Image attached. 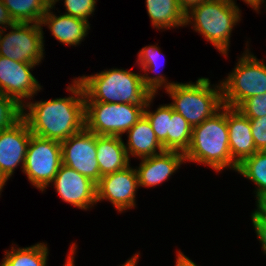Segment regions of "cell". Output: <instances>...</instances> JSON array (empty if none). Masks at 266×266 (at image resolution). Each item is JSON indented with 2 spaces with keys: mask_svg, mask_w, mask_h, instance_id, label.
<instances>
[{
  "mask_svg": "<svg viewBox=\"0 0 266 266\" xmlns=\"http://www.w3.org/2000/svg\"><path fill=\"white\" fill-rule=\"evenodd\" d=\"M126 133L128 134V143L125 148L128 158L132 155L142 159L165 151L144 114Z\"/></svg>",
  "mask_w": 266,
  "mask_h": 266,
  "instance_id": "ac0fdd59",
  "label": "cell"
},
{
  "mask_svg": "<svg viewBox=\"0 0 266 266\" xmlns=\"http://www.w3.org/2000/svg\"><path fill=\"white\" fill-rule=\"evenodd\" d=\"M140 253H137L134 255V257L130 258V266H137L136 264L138 263V257Z\"/></svg>",
  "mask_w": 266,
  "mask_h": 266,
  "instance_id": "8d00e7d4",
  "label": "cell"
},
{
  "mask_svg": "<svg viewBox=\"0 0 266 266\" xmlns=\"http://www.w3.org/2000/svg\"><path fill=\"white\" fill-rule=\"evenodd\" d=\"M144 108L137 104L85 102V128L97 135L122 137L142 117Z\"/></svg>",
  "mask_w": 266,
  "mask_h": 266,
  "instance_id": "52a82bcc",
  "label": "cell"
},
{
  "mask_svg": "<svg viewBox=\"0 0 266 266\" xmlns=\"http://www.w3.org/2000/svg\"><path fill=\"white\" fill-rule=\"evenodd\" d=\"M96 149L101 176L120 171L130 165L122 137L97 135Z\"/></svg>",
  "mask_w": 266,
  "mask_h": 266,
  "instance_id": "d6986e66",
  "label": "cell"
},
{
  "mask_svg": "<svg viewBox=\"0 0 266 266\" xmlns=\"http://www.w3.org/2000/svg\"><path fill=\"white\" fill-rule=\"evenodd\" d=\"M236 171L256 184V206H258L266 199V151H257L244 159L237 166Z\"/></svg>",
  "mask_w": 266,
  "mask_h": 266,
  "instance_id": "44dd1931",
  "label": "cell"
},
{
  "mask_svg": "<svg viewBox=\"0 0 266 266\" xmlns=\"http://www.w3.org/2000/svg\"><path fill=\"white\" fill-rule=\"evenodd\" d=\"M9 33L0 30V56L14 61L39 64L44 56L43 27L39 23L15 22Z\"/></svg>",
  "mask_w": 266,
  "mask_h": 266,
  "instance_id": "9c48e42d",
  "label": "cell"
},
{
  "mask_svg": "<svg viewBox=\"0 0 266 266\" xmlns=\"http://www.w3.org/2000/svg\"><path fill=\"white\" fill-rule=\"evenodd\" d=\"M0 266H7V265H6L5 262L2 260Z\"/></svg>",
  "mask_w": 266,
  "mask_h": 266,
  "instance_id": "b9f144b4",
  "label": "cell"
},
{
  "mask_svg": "<svg viewBox=\"0 0 266 266\" xmlns=\"http://www.w3.org/2000/svg\"><path fill=\"white\" fill-rule=\"evenodd\" d=\"M249 120L257 151H266V116Z\"/></svg>",
  "mask_w": 266,
  "mask_h": 266,
  "instance_id": "f546056e",
  "label": "cell"
},
{
  "mask_svg": "<svg viewBox=\"0 0 266 266\" xmlns=\"http://www.w3.org/2000/svg\"><path fill=\"white\" fill-rule=\"evenodd\" d=\"M236 109L249 119H257L266 116V93L249 97Z\"/></svg>",
  "mask_w": 266,
  "mask_h": 266,
  "instance_id": "4316f807",
  "label": "cell"
},
{
  "mask_svg": "<svg viewBox=\"0 0 266 266\" xmlns=\"http://www.w3.org/2000/svg\"><path fill=\"white\" fill-rule=\"evenodd\" d=\"M59 0H52L51 1V4L53 5V6H55V4L58 2Z\"/></svg>",
  "mask_w": 266,
  "mask_h": 266,
  "instance_id": "60d3db41",
  "label": "cell"
},
{
  "mask_svg": "<svg viewBox=\"0 0 266 266\" xmlns=\"http://www.w3.org/2000/svg\"><path fill=\"white\" fill-rule=\"evenodd\" d=\"M241 11L234 0H208L185 14V24L192 22L200 33L224 56L229 51L231 32L240 21Z\"/></svg>",
  "mask_w": 266,
  "mask_h": 266,
  "instance_id": "277c9868",
  "label": "cell"
},
{
  "mask_svg": "<svg viewBox=\"0 0 266 266\" xmlns=\"http://www.w3.org/2000/svg\"><path fill=\"white\" fill-rule=\"evenodd\" d=\"M51 4L41 18L40 26L48 25L52 35L64 45H78L87 36L90 24L80 18L62 14L56 16L51 12ZM44 24V25H43Z\"/></svg>",
  "mask_w": 266,
  "mask_h": 266,
  "instance_id": "e0dca14e",
  "label": "cell"
},
{
  "mask_svg": "<svg viewBox=\"0 0 266 266\" xmlns=\"http://www.w3.org/2000/svg\"><path fill=\"white\" fill-rule=\"evenodd\" d=\"M5 181L0 177V192L2 191V189H3V186H5ZM0 195H1V193H0Z\"/></svg>",
  "mask_w": 266,
  "mask_h": 266,
  "instance_id": "f35d334b",
  "label": "cell"
},
{
  "mask_svg": "<svg viewBox=\"0 0 266 266\" xmlns=\"http://www.w3.org/2000/svg\"><path fill=\"white\" fill-rule=\"evenodd\" d=\"M72 82L67 90L73 96L23 105L22 118L33 135L61 143L85 128L84 89L77 79Z\"/></svg>",
  "mask_w": 266,
  "mask_h": 266,
  "instance_id": "6da1fadb",
  "label": "cell"
},
{
  "mask_svg": "<svg viewBox=\"0 0 266 266\" xmlns=\"http://www.w3.org/2000/svg\"><path fill=\"white\" fill-rule=\"evenodd\" d=\"M231 74L221 81L222 101L226 107L237 108L244 100L266 93V64L247 49Z\"/></svg>",
  "mask_w": 266,
  "mask_h": 266,
  "instance_id": "8992f818",
  "label": "cell"
},
{
  "mask_svg": "<svg viewBox=\"0 0 266 266\" xmlns=\"http://www.w3.org/2000/svg\"><path fill=\"white\" fill-rule=\"evenodd\" d=\"M14 22L40 23L50 0H2Z\"/></svg>",
  "mask_w": 266,
  "mask_h": 266,
  "instance_id": "7402d4cb",
  "label": "cell"
},
{
  "mask_svg": "<svg viewBox=\"0 0 266 266\" xmlns=\"http://www.w3.org/2000/svg\"><path fill=\"white\" fill-rule=\"evenodd\" d=\"M191 137V125L172 108V117L169 120V136H167V150L185 153L189 148Z\"/></svg>",
  "mask_w": 266,
  "mask_h": 266,
  "instance_id": "cb8c5ba5",
  "label": "cell"
},
{
  "mask_svg": "<svg viewBox=\"0 0 266 266\" xmlns=\"http://www.w3.org/2000/svg\"><path fill=\"white\" fill-rule=\"evenodd\" d=\"M14 20L11 18L8 9L5 7L2 0H0V30L5 29L7 27H11L14 24ZM3 26V27H1ZM6 27V28H5Z\"/></svg>",
  "mask_w": 266,
  "mask_h": 266,
  "instance_id": "1f68e13d",
  "label": "cell"
},
{
  "mask_svg": "<svg viewBox=\"0 0 266 266\" xmlns=\"http://www.w3.org/2000/svg\"><path fill=\"white\" fill-rule=\"evenodd\" d=\"M23 106L0 93V131L9 129L22 119Z\"/></svg>",
  "mask_w": 266,
  "mask_h": 266,
  "instance_id": "484cf974",
  "label": "cell"
},
{
  "mask_svg": "<svg viewBox=\"0 0 266 266\" xmlns=\"http://www.w3.org/2000/svg\"><path fill=\"white\" fill-rule=\"evenodd\" d=\"M246 4L250 5L257 12L260 9L261 4L265 3V0H243Z\"/></svg>",
  "mask_w": 266,
  "mask_h": 266,
  "instance_id": "d590c367",
  "label": "cell"
},
{
  "mask_svg": "<svg viewBox=\"0 0 266 266\" xmlns=\"http://www.w3.org/2000/svg\"><path fill=\"white\" fill-rule=\"evenodd\" d=\"M229 148L232 160L239 165L257 152L251 132L250 120L238 109L226 107Z\"/></svg>",
  "mask_w": 266,
  "mask_h": 266,
  "instance_id": "2e32d148",
  "label": "cell"
},
{
  "mask_svg": "<svg viewBox=\"0 0 266 266\" xmlns=\"http://www.w3.org/2000/svg\"><path fill=\"white\" fill-rule=\"evenodd\" d=\"M121 266H130V259H128L125 264L121 265Z\"/></svg>",
  "mask_w": 266,
  "mask_h": 266,
  "instance_id": "ab89813d",
  "label": "cell"
},
{
  "mask_svg": "<svg viewBox=\"0 0 266 266\" xmlns=\"http://www.w3.org/2000/svg\"><path fill=\"white\" fill-rule=\"evenodd\" d=\"M97 0H64L65 14L80 18L89 23L88 18L95 11Z\"/></svg>",
  "mask_w": 266,
  "mask_h": 266,
  "instance_id": "83f0119b",
  "label": "cell"
},
{
  "mask_svg": "<svg viewBox=\"0 0 266 266\" xmlns=\"http://www.w3.org/2000/svg\"><path fill=\"white\" fill-rule=\"evenodd\" d=\"M83 86L85 102L146 105L161 86L169 89L174 82H166L162 75L148 76L123 69L104 70L95 75L76 78Z\"/></svg>",
  "mask_w": 266,
  "mask_h": 266,
  "instance_id": "7a4b0ae2",
  "label": "cell"
},
{
  "mask_svg": "<svg viewBox=\"0 0 266 266\" xmlns=\"http://www.w3.org/2000/svg\"><path fill=\"white\" fill-rule=\"evenodd\" d=\"M97 134L84 128L61 142L62 164L97 183L101 179L97 161Z\"/></svg>",
  "mask_w": 266,
  "mask_h": 266,
  "instance_id": "30bf717a",
  "label": "cell"
},
{
  "mask_svg": "<svg viewBox=\"0 0 266 266\" xmlns=\"http://www.w3.org/2000/svg\"><path fill=\"white\" fill-rule=\"evenodd\" d=\"M11 248V251L5 252L3 258L7 266H47V244L37 243L26 248Z\"/></svg>",
  "mask_w": 266,
  "mask_h": 266,
  "instance_id": "603a6c76",
  "label": "cell"
},
{
  "mask_svg": "<svg viewBox=\"0 0 266 266\" xmlns=\"http://www.w3.org/2000/svg\"><path fill=\"white\" fill-rule=\"evenodd\" d=\"M175 266H197L191 259L185 256L181 251L177 252Z\"/></svg>",
  "mask_w": 266,
  "mask_h": 266,
  "instance_id": "836d02e7",
  "label": "cell"
},
{
  "mask_svg": "<svg viewBox=\"0 0 266 266\" xmlns=\"http://www.w3.org/2000/svg\"><path fill=\"white\" fill-rule=\"evenodd\" d=\"M208 78H198L196 83H175L166 92L173 102L169 105L181 114L193 128L212 117L224 105L221 84L212 89Z\"/></svg>",
  "mask_w": 266,
  "mask_h": 266,
  "instance_id": "5b68a950",
  "label": "cell"
},
{
  "mask_svg": "<svg viewBox=\"0 0 266 266\" xmlns=\"http://www.w3.org/2000/svg\"><path fill=\"white\" fill-rule=\"evenodd\" d=\"M184 155L186 161L203 163L217 172L227 167L236 171L238 165L229 148L226 106L192 128L191 142Z\"/></svg>",
  "mask_w": 266,
  "mask_h": 266,
  "instance_id": "3957f363",
  "label": "cell"
},
{
  "mask_svg": "<svg viewBox=\"0 0 266 266\" xmlns=\"http://www.w3.org/2000/svg\"><path fill=\"white\" fill-rule=\"evenodd\" d=\"M51 183L62 200L75 207L87 210L97 203L96 183L63 164Z\"/></svg>",
  "mask_w": 266,
  "mask_h": 266,
  "instance_id": "5bb4252c",
  "label": "cell"
},
{
  "mask_svg": "<svg viewBox=\"0 0 266 266\" xmlns=\"http://www.w3.org/2000/svg\"><path fill=\"white\" fill-rule=\"evenodd\" d=\"M205 1H208V0H177L178 5L185 13H187L194 6L202 2H205Z\"/></svg>",
  "mask_w": 266,
  "mask_h": 266,
  "instance_id": "d6a6232c",
  "label": "cell"
},
{
  "mask_svg": "<svg viewBox=\"0 0 266 266\" xmlns=\"http://www.w3.org/2000/svg\"><path fill=\"white\" fill-rule=\"evenodd\" d=\"M252 223L255 228L256 235L262 244V250L266 254V213L257 206V209L252 213Z\"/></svg>",
  "mask_w": 266,
  "mask_h": 266,
  "instance_id": "4dcf8cb0",
  "label": "cell"
},
{
  "mask_svg": "<svg viewBox=\"0 0 266 266\" xmlns=\"http://www.w3.org/2000/svg\"><path fill=\"white\" fill-rule=\"evenodd\" d=\"M31 135L23 118L11 128L0 131V177L5 182L20 163L23 169Z\"/></svg>",
  "mask_w": 266,
  "mask_h": 266,
  "instance_id": "4fadbf2b",
  "label": "cell"
},
{
  "mask_svg": "<svg viewBox=\"0 0 266 266\" xmlns=\"http://www.w3.org/2000/svg\"><path fill=\"white\" fill-rule=\"evenodd\" d=\"M146 7L153 27L158 30L186 25V13L177 0H146Z\"/></svg>",
  "mask_w": 266,
  "mask_h": 266,
  "instance_id": "ffe728a7",
  "label": "cell"
},
{
  "mask_svg": "<svg viewBox=\"0 0 266 266\" xmlns=\"http://www.w3.org/2000/svg\"><path fill=\"white\" fill-rule=\"evenodd\" d=\"M70 249L71 250H70L69 255L67 256L68 258H67V260L65 262V266H75V264H74L75 261H74V256L73 255L76 252L75 250L77 249V245L75 243H73Z\"/></svg>",
  "mask_w": 266,
  "mask_h": 266,
  "instance_id": "e575fe53",
  "label": "cell"
},
{
  "mask_svg": "<svg viewBox=\"0 0 266 266\" xmlns=\"http://www.w3.org/2000/svg\"><path fill=\"white\" fill-rule=\"evenodd\" d=\"M161 56L160 48L157 45H149L142 48L138 52L137 63L141 66V70L144 72H156L158 68L159 57ZM157 73V72H156Z\"/></svg>",
  "mask_w": 266,
  "mask_h": 266,
  "instance_id": "f1b7e54d",
  "label": "cell"
},
{
  "mask_svg": "<svg viewBox=\"0 0 266 266\" xmlns=\"http://www.w3.org/2000/svg\"><path fill=\"white\" fill-rule=\"evenodd\" d=\"M62 165L61 143L31 135L22 172L42 192L49 186Z\"/></svg>",
  "mask_w": 266,
  "mask_h": 266,
  "instance_id": "ba28073f",
  "label": "cell"
},
{
  "mask_svg": "<svg viewBox=\"0 0 266 266\" xmlns=\"http://www.w3.org/2000/svg\"><path fill=\"white\" fill-rule=\"evenodd\" d=\"M39 64L14 61L0 56V93L15 99L21 106L41 90L30 70ZM24 99V100H23Z\"/></svg>",
  "mask_w": 266,
  "mask_h": 266,
  "instance_id": "7c38bea8",
  "label": "cell"
},
{
  "mask_svg": "<svg viewBox=\"0 0 266 266\" xmlns=\"http://www.w3.org/2000/svg\"><path fill=\"white\" fill-rule=\"evenodd\" d=\"M185 161L184 153L169 150L142 158L138 169L136 168L139 187H153L161 184Z\"/></svg>",
  "mask_w": 266,
  "mask_h": 266,
  "instance_id": "9a60e30c",
  "label": "cell"
},
{
  "mask_svg": "<svg viewBox=\"0 0 266 266\" xmlns=\"http://www.w3.org/2000/svg\"><path fill=\"white\" fill-rule=\"evenodd\" d=\"M266 213V199L258 205Z\"/></svg>",
  "mask_w": 266,
  "mask_h": 266,
  "instance_id": "74e56055",
  "label": "cell"
},
{
  "mask_svg": "<svg viewBox=\"0 0 266 266\" xmlns=\"http://www.w3.org/2000/svg\"><path fill=\"white\" fill-rule=\"evenodd\" d=\"M155 95H152L146 102L144 115L150 122L156 138L163 145L164 150H167V136H169V120L172 117V107L169 104L160 105L155 112L149 111L151 102Z\"/></svg>",
  "mask_w": 266,
  "mask_h": 266,
  "instance_id": "d4e9b609",
  "label": "cell"
},
{
  "mask_svg": "<svg viewBox=\"0 0 266 266\" xmlns=\"http://www.w3.org/2000/svg\"><path fill=\"white\" fill-rule=\"evenodd\" d=\"M139 188L136 169L126 168L103 175L96 183V201L109 200L116 210L123 212L135 207L136 190Z\"/></svg>",
  "mask_w": 266,
  "mask_h": 266,
  "instance_id": "8fae6325",
  "label": "cell"
}]
</instances>
